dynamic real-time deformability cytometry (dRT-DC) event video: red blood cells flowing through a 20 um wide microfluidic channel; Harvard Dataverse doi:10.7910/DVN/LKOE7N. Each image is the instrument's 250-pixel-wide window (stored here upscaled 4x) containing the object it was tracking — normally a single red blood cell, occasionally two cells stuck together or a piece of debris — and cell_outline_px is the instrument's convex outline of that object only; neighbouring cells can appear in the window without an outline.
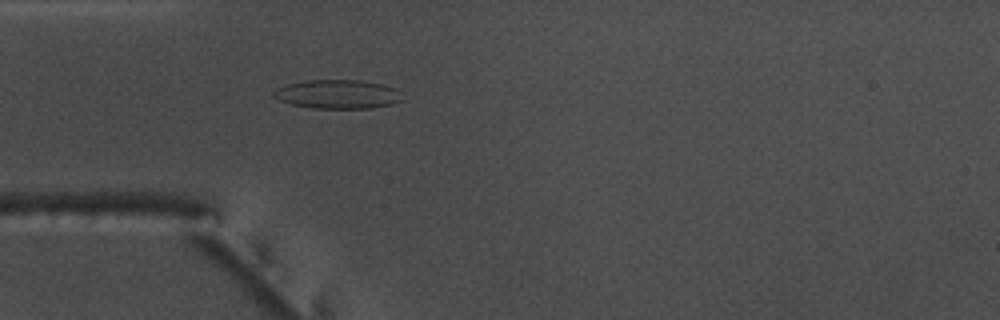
{"species": "common noctule bat (a hibernating species)", "species_latin": "Nyctalus noctula", "temperature_condition": "warm", "stored_images_in_passage": 47, "camera_frame_rate_fps": 3000, "um_per_image_px": 0.085, "animal": {"sex": "male", "body_mass_g": 17.5, "forearm_length_mm": 52.3}, "frame": {"image": 1, "passage_image": 9, "time_ms": 2.667, "image_size_px": [1000, 320], "cell_outline_px": [[404, 100], [372, 108], [312, 108], [292, 104], [280, 100], [272, 96], [272, 92], [276, 88], [288, 84], [308, 80], [360, 80], [380, 84], [392, 88]], "centroid_in_image_um": [28.63, 8.01], "position_along_channel_um": 56.4, "area_um2": 21.27}}
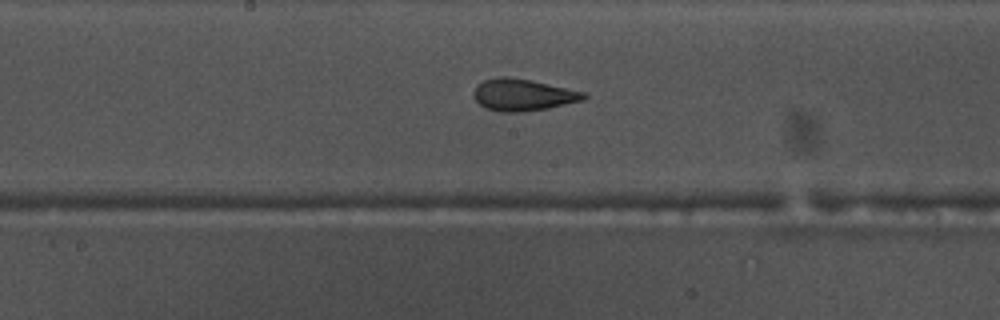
{"frame": {"image": 2, "passage_image": 21, "time_ms": 6.667, "image_size_px": [1000, 320], "cell_outline_px": [[588, 96], [584, 100], [548, 108], [520, 112], [500, 112], [488, 108], [480, 104], [472, 96], [472, 92], [476, 84], [484, 80], [500, 76], [508, 76], [532, 80], [588, 92]], "centroid_in_image_um": [44.47, 8.04], "position_along_channel_um": 203.7, "area_um2": 20.75}}
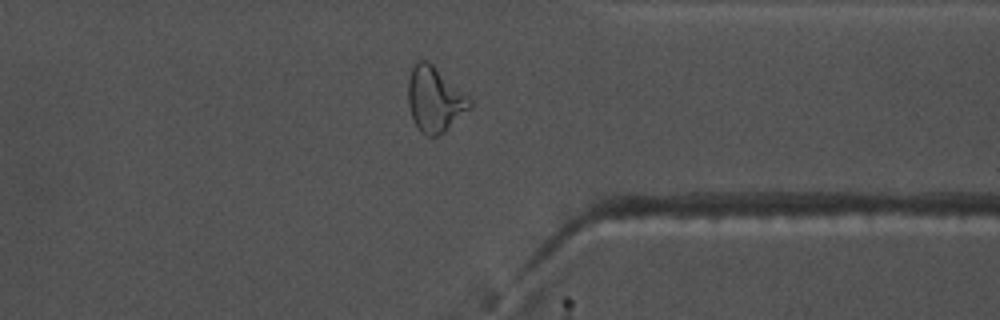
{"frame": {"image": 3, "passage_image": 35, "time_ms": 11.333, "image_size_px": [1000, 320], "cell_outline_px": [[472, 108], [444, 132], [436, 136], [428, 136], [420, 132], [412, 116], [408, 104], [408, 80], [412, 68], [416, 60], [420, 56], [428, 60], [468, 96], [472, 100]], "centroid_in_image_um": [36.95, 8.42], "position_along_channel_um": 374.5, "area_um2": 23.58}, "authors_computed_cell_mechanics": {"area_um2": 21.097, "velocity_mm_per_s": 3.775, "shape_relaxation_time_tau1_ms": null, "shape_relaxation_time_tau2_ms": 1.479, "deformation_change_tau1": null, "deformation_change_tau2": 0.0724}}